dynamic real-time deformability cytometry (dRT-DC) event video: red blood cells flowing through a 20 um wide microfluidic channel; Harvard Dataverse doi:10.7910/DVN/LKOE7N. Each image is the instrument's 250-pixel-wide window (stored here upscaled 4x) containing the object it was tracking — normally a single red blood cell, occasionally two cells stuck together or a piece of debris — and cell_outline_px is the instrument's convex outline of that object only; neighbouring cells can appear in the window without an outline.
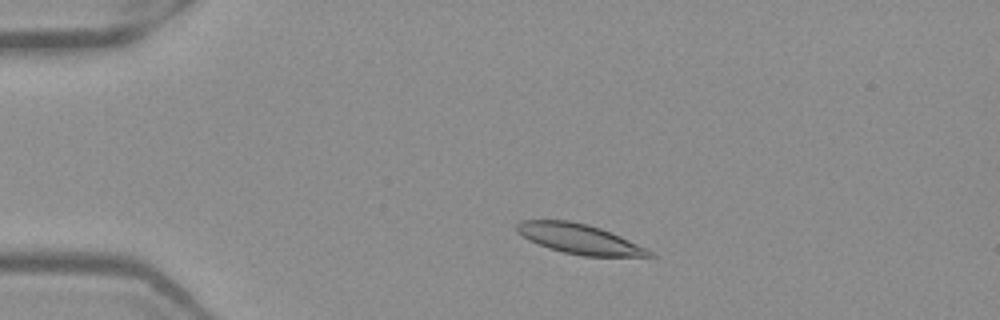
{"species": "Egyptian fruit bat (a non-hibernating species)", "species_latin": "Rousettus aegyptiacus", "temperature_condition": "warm", "stored_images_in_passage": 42, "camera_frame_rate_fps": 3000, "um_per_image_px": 0.085, "frame": {"image": 1, "passage_image": 1, "time_ms": 0.0, "image_size_px": [1000, 320], "cell_outline_px": [[656, 256], [584, 256], [564, 252], [548, 248], [528, 240], [516, 232], [516, 224], [520, 220], [568, 220], [588, 224], [600, 228], [620, 236], [648, 248]], "centroid_in_image_um": [49.21, 20.3], "position_along_channel_um": 35.8, "area_um2": 23.06}}
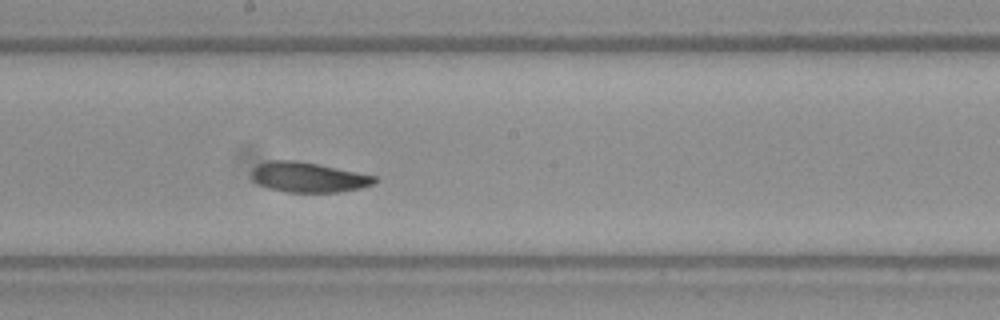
{"frame": {"image": 2, "passage_image": 19, "time_ms": 6.0, "image_size_px": [1000, 320], "cell_outline_px": [[380, 180], [372, 184], [360, 188], [336, 192], [288, 192], [268, 188], [252, 180], [252, 168], [268, 160], [296, 160], [376, 176]], "centroid_in_image_um": [26.19, 15.06], "position_along_channel_um": 222.0, "area_um2": 21.33}}
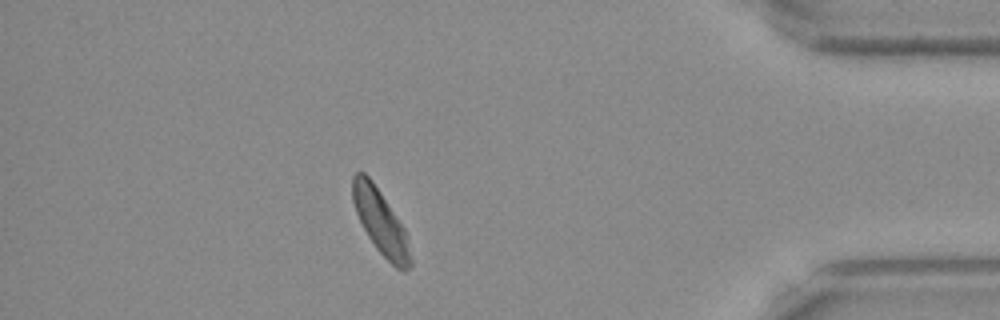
{"frame": {"image": 3, "passage_image": 36, "time_ms": 11.667, "image_size_px": [1000, 320], "cell_outline_px": [[412, 264], [404, 272], [396, 268], [376, 248], [368, 236], [356, 212], [352, 200], [352, 176], [356, 172], [364, 172], [372, 180], [404, 228], [412, 260]], "centroid_in_image_um": [32.34, 18.87], "position_along_channel_um": 402.9, "area_um2": 21.33}, "authors_computed_cell_mechanics": {"area_um2": 22.2819, "velocity_mm_per_s": 3.8932, "shape_relaxation_time_tau1_ms": 2.6435, "shape_relaxation_time_tau2_ms": 2.7157, "deformation_change_tau1": 0.1293, "deformation_change_tau2": 0.0654}}